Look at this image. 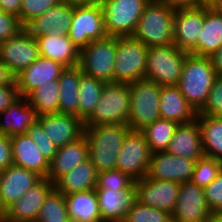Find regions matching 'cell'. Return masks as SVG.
Masks as SVG:
<instances>
[{"label":"cell","instance_id":"1","mask_svg":"<svg viewBox=\"0 0 222 222\" xmlns=\"http://www.w3.org/2000/svg\"><path fill=\"white\" fill-rule=\"evenodd\" d=\"M131 129L128 125H94L84 127L88 144V159L98 173L116 169V162L125 136Z\"/></svg>","mask_w":222,"mask_h":222},{"label":"cell","instance_id":"2","mask_svg":"<svg viewBox=\"0 0 222 222\" xmlns=\"http://www.w3.org/2000/svg\"><path fill=\"white\" fill-rule=\"evenodd\" d=\"M216 76L208 57L186 56L177 86L196 112L206 104Z\"/></svg>","mask_w":222,"mask_h":222},{"label":"cell","instance_id":"3","mask_svg":"<svg viewBox=\"0 0 222 222\" xmlns=\"http://www.w3.org/2000/svg\"><path fill=\"white\" fill-rule=\"evenodd\" d=\"M174 12L175 9L162 2L150 1L145 6L132 37L147 47L174 44Z\"/></svg>","mask_w":222,"mask_h":222},{"label":"cell","instance_id":"4","mask_svg":"<svg viewBox=\"0 0 222 222\" xmlns=\"http://www.w3.org/2000/svg\"><path fill=\"white\" fill-rule=\"evenodd\" d=\"M160 88L145 78L129 84L131 102L127 125L131 130L141 131L160 119Z\"/></svg>","mask_w":222,"mask_h":222},{"label":"cell","instance_id":"5","mask_svg":"<svg viewBox=\"0 0 222 222\" xmlns=\"http://www.w3.org/2000/svg\"><path fill=\"white\" fill-rule=\"evenodd\" d=\"M130 102L129 84L105 83L101 98L84 126L127 125Z\"/></svg>","mask_w":222,"mask_h":222},{"label":"cell","instance_id":"6","mask_svg":"<svg viewBox=\"0 0 222 222\" xmlns=\"http://www.w3.org/2000/svg\"><path fill=\"white\" fill-rule=\"evenodd\" d=\"M188 54L174 44L148 47L145 79L160 86H177Z\"/></svg>","mask_w":222,"mask_h":222},{"label":"cell","instance_id":"7","mask_svg":"<svg viewBox=\"0 0 222 222\" xmlns=\"http://www.w3.org/2000/svg\"><path fill=\"white\" fill-rule=\"evenodd\" d=\"M117 37L106 36L80 49L78 66L82 73L105 83H114Z\"/></svg>","mask_w":222,"mask_h":222},{"label":"cell","instance_id":"8","mask_svg":"<svg viewBox=\"0 0 222 222\" xmlns=\"http://www.w3.org/2000/svg\"><path fill=\"white\" fill-rule=\"evenodd\" d=\"M148 47L132 36L117 37L114 83L130 84L145 78Z\"/></svg>","mask_w":222,"mask_h":222},{"label":"cell","instance_id":"9","mask_svg":"<svg viewBox=\"0 0 222 222\" xmlns=\"http://www.w3.org/2000/svg\"><path fill=\"white\" fill-rule=\"evenodd\" d=\"M149 0H102L104 26L108 36H132Z\"/></svg>","mask_w":222,"mask_h":222},{"label":"cell","instance_id":"10","mask_svg":"<svg viewBox=\"0 0 222 222\" xmlns=\"http://www.w3.org/2000/svg\"><path fill=\"white\" fill-rule=\"evenodd\" d=\"M107 35L101 4H74L68 37L80 50Z\"/></svg>","mask_w":222,"mask_h":222},{"label":"cell","instance_id":"11","mask_svg":"<svg viewBox=\"0 0 222 222\" xmlns=\"http://www.w3.org/2000/svg\"><path fill=\"white\" fill-rule=\"evenodd\" d=\"M151 150L141 131L130 130L124 138L119 152L116 169L139 180L146 176Z\"/></svg>","mask_w":222,"mask_h":222},{"label":"cell","instance_id":"12","mask_svg":"<svg viewBox=\"0 0 222 222\" xmlns=\"http://www.w3.org/2000/svg\"><path fill=\"white\" fill-rule=\"evenodd\" d=\"M39 57L38 42L25 28L14 37L0 42V61L15 77Z\"/></svg>","mask_w":222,"mask_h":222},{"label":"cell","instance_id":"13","mask_svg":"<svg viewBox=\"0 0 222 222\" xmlns=\"http://www.w3.org/2000/svg\"><path fill=\"white\" fill-rule=\"evenodd\" d=\"M204 23V4L175 9L173 18L174 45L189 54L197 55V42Z\"/></svg>","mask_w":222,"mask_h":222},{"label":"cell","instance_id":"14","mask_svg":"<svg viewBox=\"0 0 222 222\" xmlns=\"http://www.w3.org/2000/svg\"><path fill=\"white\" fill-rule=\"evenodd\" d=\"M211 214L212 211L205 199L204 188L192 181L182 182L171 214L173 222H208Z\"/></svg>","mask_w":222,"mask_h":222},{"label":"cell","instance_id":"15","mask_svg":"<svg viewBox=\"0 0 222 222\" xmlns=\"http://www.w3.org/2000/svg\"><path fill=\"white\" fill-rule=\"evenodd\" d=\"M136 199L150 207L172 214L178 194L180 183L166 180L143 177L135 181Z\"/></svg>","mask_w":222,"mask_h":222},{"label":"cell","instance_id":"16","mask_svg":"<svg viewBox=\"0 0 222 222\" xmlns=\"http://www.w3.org/2000/svg\"><path fill=\"white\" fill-rule=\"evenodd\" d=\"M196 161L164 152L151 154L146 177L182 183L191 181Z\"/></svg>","mask_w":222,"mask_h":222},{"label":"cell","instance_id":"17","mask_svg":"<svg viewBox=\"0 0 222 222\" xmlns=\"http://www.w3.org/2000/svg\"><path fill=\"white\" fill-rule=\"evenodd\" d=\"M54 188V183L48 178H42L32 186L15 203L4 212L7 222H35L46 196Z\"/></svg>","mask_w":222,"mask_h":222},{"label":"cell","instance_id":"18","mask_svg":"<svg viewBox=\"0 0 222 222\" xmlns=\"http://www.w3.org/2000/svg\"><path fill=\"white\" fill-rule=\"evenodd\" d=\"M73 12L74 4L63 0L41 16L32 20L25 29L35 38L44 36H68Z\"/></svg>","mask_w":222,"mask_h":222},{"label":"cell","instance_id":"19","mask_svg":"<svg viewBox=\"0 0 222 222\" xmlns=\"http://www.w3.org/2000/svg\"><path fill=\"white\" fill-rule=\"evenodd\" d=\"M45 135L58 148L76 141L84 135V122L75 115L53 113L39 115Z\"/></svg>","mask_w":222,"mask_h":222},{"label":"cell","instance_id":"20","mask_svg":"<svg viewBox=\"0 0 222 222\" xmlns=\"http://www.w3.org/2000/svg\"><path fill=\"white\" fill-rule=\"evenodd\" d=\"M42 177L37 173L15 165L1 170L0 208L4 212L11 204L22 197Z\"/></svg>","mask_w":222,"mask_h":222},{"label":"cell","instance_id":"21","mask_svg":"<svg viewBox=\"0 0 222 222\" xmlns=\"http://www.w3.org/2000/svg\"><path fill=\"white\" fill-rule=\"evenodd\" d=\"M65 67L54 60L40 56L15 77L21 97H28L34 90L58 80Z\"/></svg>","mask_w":222,"mask_h":222},{"label":"cell","instance_id":"22","mask_svg":"<svg viewBox=\"0 0 222 222\" xmlns=\"http://www.w3.org/2000/svg\"><path fill=\"white\" fill-rule=\"evenodd\" d=\"M13 165L25 168L47 178L50 163L40 153L38 145L28 133L17 134L10 137Z\"/></svg>","mask_w":222,"mask_h":222},{"label":"cell","instance_id":"23","mask_svg":"<svg viewBox=\"0 0 222 222\" xmlns=\"http://www.w3.org/2000/svg\"><path fill=\"white\" fill-rule=\"evenodd\" d=\"M101 222H123L136 199L135 184L128 190H95Z\"/></svg>","mask_w":222,"mask_h":222},{"label":"cell","instance_id":"24","mask_svg":"<svg viewBox=\"0 0 222 222\" xmlns=\"http://www.w3.org/2000/svg\"><path fill=\"white\" fill-rule=\"evenodd\" d=\"M166 152L196 162L204 156L201 130L196 119L193 122L178 125Z\"/></svg>","mask_w":222,"mask_h":222},{"label":"cell","instance_id":"25","mask_svg":"<svg viewBox=\"0 0 222 222\" xmlns=\"http://www.w3.org/2000/svg\"><path fill=\"white\" fill-rule=\"evenodd\" d=\"M38 119L27 97H19L10 107L0 112V134L13 136L27 133L28 128Z\"/></svg>","mask_w":222,"mask_h":222},{"label":"cell","instance_id":"26","mask_svg":"<svg viewBox=\"0 0 222 222\" xmlns=\"http://www.w3.org/2000/svg\"><path fill=\"white\" fill-rule=\"evenodd\" d=\"M160 119L187 124L196 119L197 112L188 103L178 86H161Z\"/></svg>","mask_w":222,"mask_h":222},{"label":"cell","instance_id":"27","mask_svg":"<svg viewBox=\"0 0 222 222\" xmlns=\"http://www.w3.org/2000/svg\"><path fill=\"white\" fill-rule=\"evenodd\" d=\"M88 155V144L84 135L74 142L59 147L50 162L47 178L55 183L65 173L86 161Z\"/></svg>","mask_w":222,"mask_h":222},{"label":"cell","instance_id":"28","mask_svg":"<svg viewBox=\"0 0 222 222\" xmlns=\"http://www.w3.org/2000/svg\"><path fill=\"white\" fill-rule=\"evenodd\" d=\"M98 171L87 159L70 172L65 173L55 183L54 187L64 195L93 190L97 186Z\"/></svg>","mask_w":222,"mask_h":222},{"label":"cell","instance_id":"29","mask_svg":"<svg viewBox=\"0 0 222 222\" xmlns=\"http://www.w3.org/2000/svg\"><path fill=\"white\" fill-rule=\"evenodd\" d=\"M39 54L44 58L54 60L64 67H74L79 63L80 50L68 36H44L36 38Z\"/></svg>","mask_w":222,"mask_h":222},{"label":"cell","instance_id":"30","mask_svg":"<svg viewBox=\"0 0 222 222\" xmlns=\"http://www.w3.org/2000/svg\"><path fill=\"white\" fill-rule=\"evenodd\" d=\"M202 30L197 42V56L209 57L222 47V15L211 4H204Z\"/></svg>","mask_w":222,"mask_h":222},{"label":"cell","instance_id":"31","mask_svg":"<svg viewBox=\"0 0 222 222\" xmlns=\"http://www.w3.org/2000/svg\"><path fill=\"white\" fill-rule=\"evenodd\" d=\"M82 70L79 66L65 67L59 82V113L75 115L79 118V83Z\"/></svg>","mask_w":222,"mask_h":222},{"label":"cell","instance_id":"32","mask_svg":"<svg viewBox=\"0 0 222 222\" xmlns=\"http://www.w3.org/2000/svg\"><path fill=\"white\" fill-rule=\"evenodd\" d=\"M71 222H101L95 189L65 195Z\"/></svg>","mask_w":222,"mask_h":222},{"label":"cell","instance_id":"33","mask_svg":"<svg viewBox=\"0 0 222 222\" xmlns=\"http://www.w3.org/2000/svg\"><path fill=\"white\" fill-rule=\"evenodd\" d=\"M205 156L222 161V117L196 115Z\"/></svg>","mask_w":222,"mask_h":222},{"label":"cell","instance_id":"34","mask_svg":"<svg viewBox=\"0 0 222 222\" xmlns=\"http://www.w3.org/2000/svg\"><path fill=\"white\" fill-rule=\"evenodd\" d=\"M105 82L98 80L94 77H90L85 74H81V80L79 83V119L85 122L95 110L98 104Z\"/></svg>","mask_w":222,"mask_h":222},{"label":"cell","instance_id":"35","mask_svg":"<svg viewBox=\"0 0 222 222\" xmlns=\"http://www.w3.org/2000/svg\"><path fill=\"white\" fill-rule=\"evenodd\" d=\"M178 125L171 120L157 119L141 130L152 153L167 150Z\"/></svg>","mask_w":222,"mask_h":222},{"label":"cell","instance_id":"36","mask_svg":"<svg viewBox=\"0 0 222 222\" xmlns=\"http://www.w3.org/2000/svg\"><path fill=\"white\" fill-rule=\"evenodd\" d=\"M37 115L59 113V82L52 80L34 90L28 97Z\"/></svg>","mask_w":222,"mask_h":222},{"label":"cell","instance_id":"37","mask_svg":"<svg viewBox=\"0 0 222 222\" xmlns=\"http://www.w3.org/2000/svg\"><path fill=\"white\" fill-rule=\"evenodd\" d=\"M35 222H71L65 195L54 187L46 196Z\"/></svg>","mask_w":222,"mask_h":222},{"label":"cell","instance_id":"38","mask_svg":"<svg viewBox=\"0 0 222 222\" xmlns=\"http://www.w3.org/2000/svg\"><path fill=\"white\" fill-rule=\"evenodd\" d=\"M123 222H173V220L170 213L136 200Z\"/></svg>","mask_w":222,"mask_h":222},{"label":"cell","instance_id":"39","mask_svg":"<svg viewBox=\"0 0 222 222\" xmlns=\"http://www.w3.org/2000/svg\"><path fill=\"white\" fill-rule=\"evenodd\" d=\"M221 171V161L204 155L196 162L191 181L199 187L205 188Z\"/></svg>","mask_w":222,"mask_h":222},{"label":"cell","instance_id":"40","mask_svg":"<svg viewBox=\"0 0 222 222\" xmlns=\"http://www.w3.org/2000/svg\"><path fill=\"white\" fill-rule=\"evenodd\" d=\"M135 184V180L118 169L98 173L95 190H128Z\"/></svg>","mask_w":222,"mask_h":222},{"label":"cell","instance_id":"41","mask_svg":"<svg viewBox=\"0 0 222 222\" xmlns=\"http://www.w3.org/2000/svg\"><path fill=\"white\" fill-rule=\"evenodd\" d=\"M63 0H22L19 20L25 28L36 17L41 16L51 7L61 3Z\"/></svg>","mask_w":222,"mask_h":222},{"label":"cell","instance_id":"42","mask_svg":"<svg viewBox=\"0 0 222 222\" xmlns=\"http://www.w3.org/2000/svg\"><path fill=\"white\" fill-rule=\"evenodd\" d=\"M199 116L222 117V75H217Z\"/></svg>","mask_w":222,"mask_h":222},{"label":"cell","instance_id":"43","mask_svg":"<svg viewBox=\"0 0 222 222\" xmlns=\"http://www.w3.org/2000/svg\"><path fill=\"white\" fill-rule=\"evenodd\" d=\"M27 133L31 137V139L38 145L40 153L50 163L53 160L58 147L54 145L51 140L45 135L41 124L36 121L28 128Z\"/></svg>","mask_w":222,"mask_h":222},{"label":"cell","instance_id":"44","mask_svg":"<svg viewBox=\"0 0 222 222\" xmlns=\"http://www.w3.org/2000/svg\"><path fill=\"white\" fill-rule=\"evenodd\" d=\"M204 194L207 205L212 213L222 211V171L204 188Z\"/></svg>","mask_w":222,"mask_h":222},{"label":"cell","instance_id":"45","mask_svg":"<svg viewBox=\"0 0 222 222\" xmlns=\"http://www.w3.org/2000/svg\"><path fill=\"white\" fill-rule=\"evenodd\" d=\"M24 27L18 17L5 13L0 9V42L17 35Z\"/></svg>","mask_w":222,"mask_h":222},{"label":"cell","instance_id":"46","mask_svg":"<svg viewBox=\"0 0 222 222\" xmlns=\"http://www.w3.org/2000/svg\"><path fill=\"white\" fill-rule=\"evenodd\" d=\"M19 97L16 81L11 85H0V112L8 109Z\"/></svg>","mask_w":222,"mask_h":222},{"label":"cell","instance_id":"47","mask_svg":"<svg viewBox=\"0 0 222 222\" xmlns=\"http://www.w3.org/2000/svg\"><path fill=\"white\" fill-rule=\"evenodd\" d=\"M13 165L10 137L0 134V169Z\"/></svg>","mask_w":222,"mask_h":222},{"label":"cell","instance_id":"48","mask_svg":"<svg viewBox=\"0 0 222 222\" xmlns=\"http://www.w3.org/2000/svg\"><path fill=\"white\" fill-rule=\"evenodd\" d=\"M22 0H0L1 11L19 18Z\"/></svg>","mask_w":222,"mask_h":222},{"label":"cell","instance_id":"49","mask_svg":"<svg viewBox=\"0 0 222 222\" xmlns=\"http://www.w3.org/2000/svg\"><path fill=\"white\" fill-rule=\"evenodd\" d=\"M160 2L173 9L190 8L204 4L201 0H161Z\"/></svg>","mask_w":222,"mask_h":222},{"label":"cell","instance_id":"50","mask_svg":"<svg viewBox=\"0 0 222 222\" xmlns=\"http://www.w3.org/2000/svg\"><path fill=\"white\" fill-rule=\"evenodd\" d=\"M15 82V76L10 69L0 61V85H11Z\"/></svg>","mask_w":222,"mask_h":222},{"label":"cell","instance_id":"51","mask_svg":"<svg viewBox=\"0 0 222 222\" xmlns=\"http://www.w3.org/2000/svg\"><path fill=\"white\" fill-rule=\"evenodd\" d=\"M208 58L216 74L222 75V47L212 53Z\"/></svg>","mask_w":222,"mask_h":222},{"label":"cell","instance_id":"52","mask_svg":"<svg viewBox=\"0 0 222 222\" xmlns=\"http://www.w3.org/2000/svg\"><path fill=\"white\" fill-rule=\"evenodd\" d=\"M73 4H100L102 0H66Z\"/></svg>","mask_w":222,"mask_h":222},{"label":"cell","instance_id":"53","mask_svg":"<svg viewBox=\"0 0 222 222\" xmlns=\"http://www.w3.org/2000/svg\"><path fill=\"white\" fill-rule=\"evenodd\" d=\"M208 222H222V211L213 212Z\"/></svg>","mask_w":222,"mask_h":222},{"label":"cell","instance_id":"54","mask_svg":"<svg viewBox=\"0 0 222 222\" xmlns=\"http://www.w3.org/2000/svg\"><path fill=\"white\" fill-rule=\"evenodd\" d=\"M222 15V0H217L215 3L212 4Z\"/></svg>","mask_w":222,"mask_h":222},{"label":"cell","instance_id":"55","mask_svg":"<svg viewBox=\"0 0 222 222\" xmlns=\"http://www.w3.org/2000/svg\"><path fill=\"white\" fill-rule=\"evenodd\" d=\"M204 4H213L215 3L217 0H201Z\"/></svg>","mask_w":222,"mask_h":222},{"label":"cell","instance_id":"56","mask_svg":"<svg viewBox=\"0 0 222 222\" xmlns=\"http://www.w3.org/2000/svg\"><path fill=\"white\" fill-rule=\"evenodd\" d=\"M0 222H7L6 219L4 217L0 218Z\"/></svg>","mask_w":222,"mask_h":222},{"label":"cell","instance_id":"57","mask_svg":"<svg viewBox=\"0 0 222 222\" xmlns=\"http://www.w3.org/2000/svg\"><path fill=\"white\" fill-rule=\"evenodd\" d=\"M3 217V211L0 208V218Z\"/></svg>","mask_w":222,"mask_h":222}]
</instances>
